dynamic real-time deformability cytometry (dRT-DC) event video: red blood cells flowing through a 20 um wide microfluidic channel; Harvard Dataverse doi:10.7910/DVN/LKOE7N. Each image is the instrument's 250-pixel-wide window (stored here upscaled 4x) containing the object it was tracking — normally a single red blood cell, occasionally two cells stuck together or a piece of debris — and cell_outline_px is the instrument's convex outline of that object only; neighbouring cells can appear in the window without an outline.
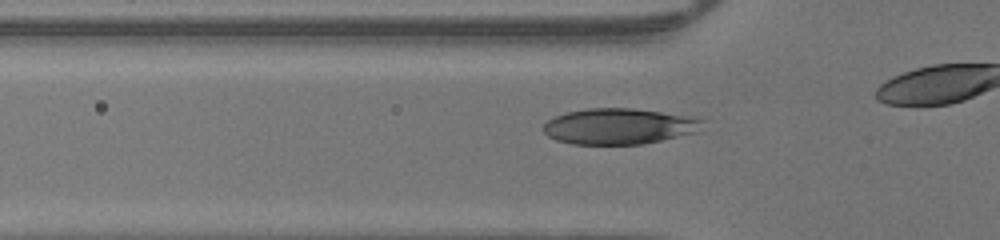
{"species": "human", "species_latin": "Homo sapiens", "temperature_condition": "warm", "stored_images_in_passage": 29, "camera_frame_rate_fps": 3000, "um_per_image_px": 0.085, "donor": {"sex": "male"}, "frame": {"image": 1, "passage_image": 7, "time_ms": 2.0, "image_size_px": [1000, 240], "cell_outline_px": [[708, 120], [696, 132], [644, 144], [572, 144], [556, 140], [548, 136], [544, 132], [544, 124], [548, 120], [556, 116], [568, 112], [588, 108], [632, 108], [700, 116]], "centroid_in_image_um": [52.71, 10.72], "position_along_channel_um": 73.1, "area_um2": 33.64}}
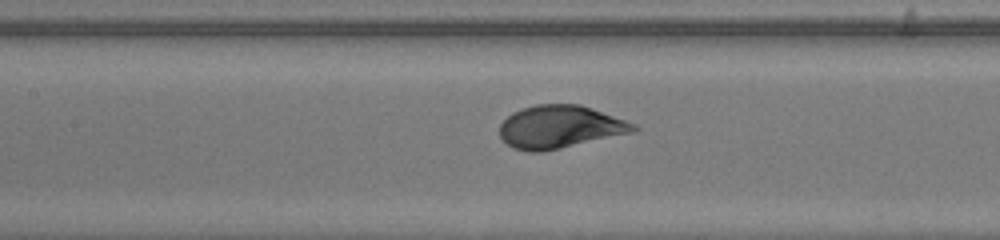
{"frame": {"image": 2, "passage_image": 13, "time_ms": 4.0, "image_size_px": [1000, 240], "cell_outline_px": [[640, 128], [636, 132], [560, 148], [540, 152], [528, 152], [512, 148], [500, 136], [500, 124], [512, 112], [520, 108], [536, 104], [580, 104], [592, 108], [636, 124]], "centroid_in_image_um": [47.6, 10.78], "position_along_channel_um": 159.8, "area_um2": 33.52}}
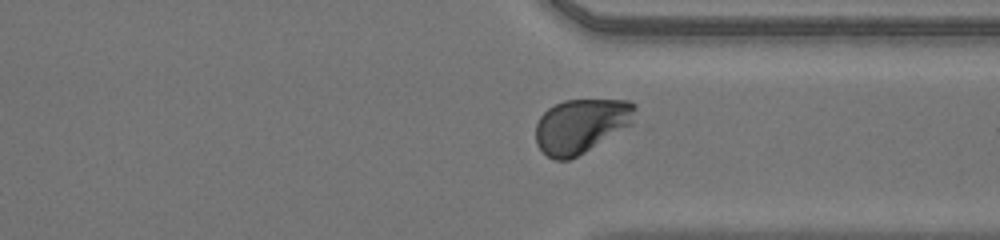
{"frame": {"image": 3, "passage_image": 27, "time_ms": 8.667, "image_size_px": [1000, 240], "cell_outline_px": [[636, 108], [632, 124], [584, 152], [568, 160], [556, 160], [548, 156], [536, 144], [536, 124], [540, 116], [548, 108], [564, 100], [628, 100], [636, 104]], "centroid_in_image_um": [49.39, 10.68], "position_along_channel_um": 362.0, "area_um2": 31.15}}